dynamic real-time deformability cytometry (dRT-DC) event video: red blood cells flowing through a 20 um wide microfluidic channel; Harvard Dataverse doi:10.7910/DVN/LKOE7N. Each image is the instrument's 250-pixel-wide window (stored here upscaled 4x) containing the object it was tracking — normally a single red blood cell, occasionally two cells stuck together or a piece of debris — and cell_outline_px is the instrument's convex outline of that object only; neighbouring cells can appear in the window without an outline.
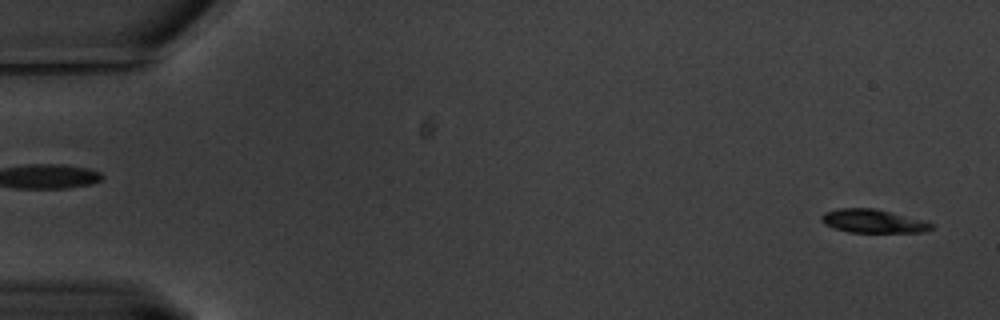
{"species": "common noctule bat (a hibernating species)", "species_latin": "Nyctalus noctula", "temperature_condition": "warm", "stored_images_in_passage": 36, "camera_frame_rate_fps": 3000, "um_per_image_px": 0.085, "animal": {"sex": "male", "body_mass_g": 20.1, "forearm_length_mm": 53.5}, "frame": {"image": 1, "passage_image": 2, "time_ms": 0.333, "image_size_px": [1000, 320], "cell_outline_px": [[936, 224], [928, 232], [848, 232], [824, 224], [820, 220], [820, 216], [824, 212], [840, 208], [872, 208], [924, 220]], "centroid_in_image_um": [74.22, 18.8], "position_along_channel_um": 10.8, "area_um2": 15.03}}
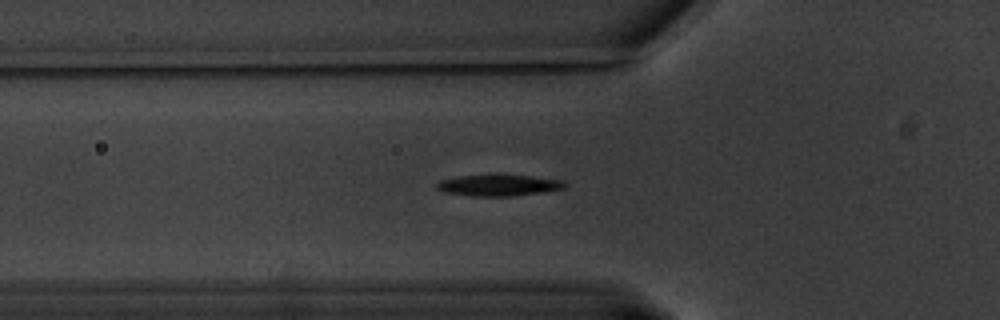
{"frame": {"image": 2, "passage_image": 21, "time_ms": 6.667, "image_size_px": [1000, 320], "cell_outline_px": [[568, 184], [564, 188], [540, 192], [512, 196], [472, 196], [444, 192], [436, 188], [436, 184], [440, 180], [456, 176], [488, 172], [492, 172], [564, 180]], "centroid_in_image_um": [42.33, 15.7], "position_along_channel_um": 83.5, "area_um2": 16.59}}
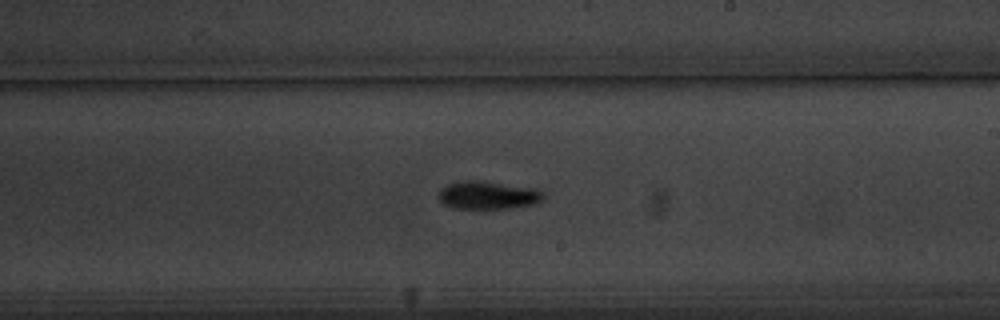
{"frame": {"image": 3, "passage_image": 36, "time_ms": 11.667, "image_size_px": [1000, 320], "cell_outline_px": [[544, 196], [536, 204], [508, 208], [452, 208], [444, 204], [440, 200], [440, 192], [448, 184], [464, 180], [480, 180], [540, 188], [544, 192]], "centroid_in_image_um": [41.55, 16.57], "position_along_channel_um": 247.4, "area_um2": 17.17}}